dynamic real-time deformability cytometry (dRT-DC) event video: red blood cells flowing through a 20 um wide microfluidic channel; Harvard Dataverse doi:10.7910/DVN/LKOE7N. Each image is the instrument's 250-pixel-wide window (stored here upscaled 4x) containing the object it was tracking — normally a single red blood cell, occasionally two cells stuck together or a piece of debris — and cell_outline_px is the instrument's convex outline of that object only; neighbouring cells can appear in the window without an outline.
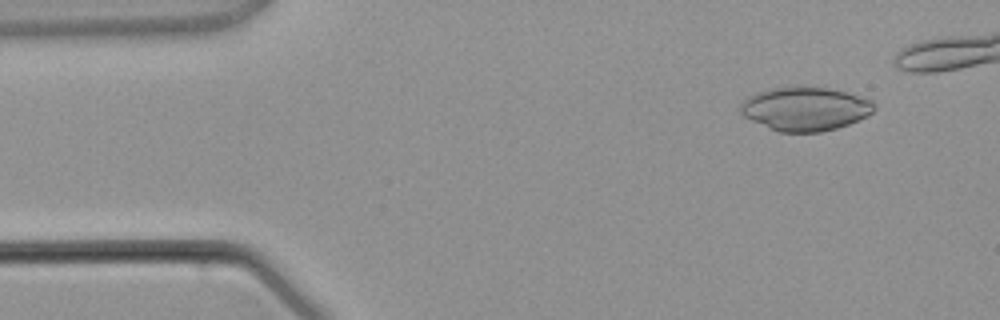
{"species": "common noctule bat (a hibernating species)", "species_latin": "Nyctalus noctula", "temperature_condition": "warm", "stored_images_in_passage": 6, "camera_frame_rate_fps": 3000, "um_per_image_px": 0.085, "animal": {"sex": "male", "body_mass_g": 21.5, "forearm_length_mm": 52.0}, "frame": {"image": 1, "passage_image": 1, "time_ms": 0.0, "image_size_px": [1000, 320], "cell_outline_px": [[876, 108], [868, 116], [848, 124], [836, 128], [820, 132], [780, 132], [752, 120], [744, 116], [740, 112], [740, 104], [748, 96], [760, 92], [776, 88], [828, 88], [848, 92], [872, 100]], "centroid_in_image_um": [68.48, 9.26], "position_along_channel_um": 16.5, "area_um2": 33.47}}
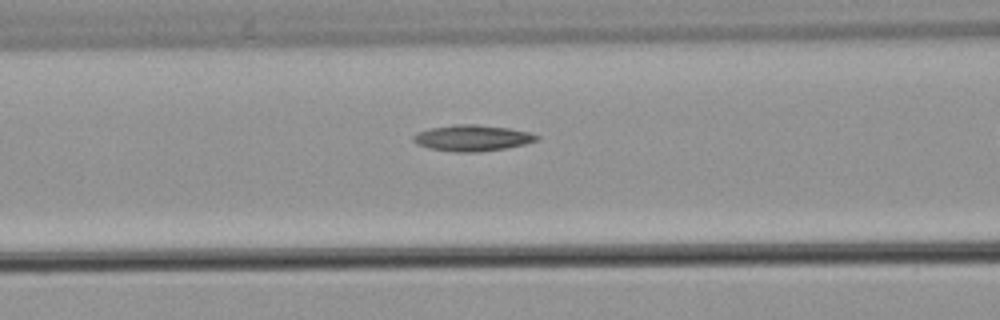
{"frame": {"image": 2, "passage_image": 5, "time_ms": 6.667, "image_size_px": [1000, 320], "cell_outline_px": [[540, 140], [524, 144], [504, 148], [476, 152], [452, 152], [428, 148], [416, 144], [412, 140], [412, 136], [428, 128], [452, 124], [476, 124], [508, 128], [528, 132], [540, 136]], "centroid_in_image_um": [40.11, 11.72], "position_along_channel_um": 126.5, "area_um2": 18.84}}